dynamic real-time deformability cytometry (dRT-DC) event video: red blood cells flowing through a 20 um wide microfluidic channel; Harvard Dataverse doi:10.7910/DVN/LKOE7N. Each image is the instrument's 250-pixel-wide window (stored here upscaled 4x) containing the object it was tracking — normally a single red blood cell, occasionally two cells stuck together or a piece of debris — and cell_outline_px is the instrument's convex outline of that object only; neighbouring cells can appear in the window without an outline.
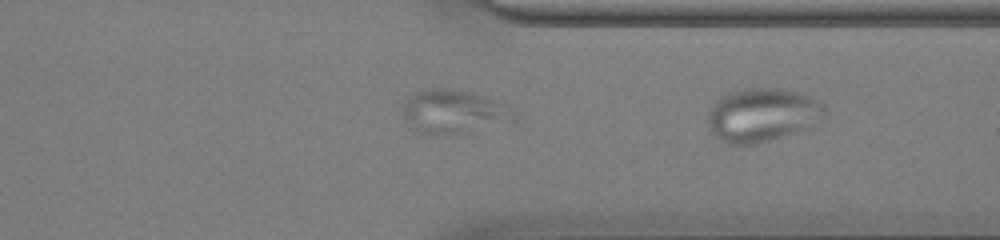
{"species": "common noctule bat (a hibernating species)", "species_latin": "Nyctalus noctula", "temperature_condition": "cold", "stored_images_in_passage": 26, "camera_frame_rate_fps": 3000, "um_per_image_px": 0.085, "animal": {"sex": "male", "body_mass_g": 13.0, "forearm_length_mm": 53.1}, "frame": {"image": 1, "passage_image": 26, "time_ms": 8.333, "image_size_px": [1000, 240], "cell_outline_px": [[828, 116], [792, 132], [756, 144], [728, 144], [720, 140], [708, 128], [708, 116], [716, 100], [732, 92], [752, 88], [776, 88], [796, 92], [808, 96], [824, 104], [828, 112]], "centroid_in_image_um": [64.79, 9.77], "position_along_channel_um": 346.6, "area_um2": 35.66}}